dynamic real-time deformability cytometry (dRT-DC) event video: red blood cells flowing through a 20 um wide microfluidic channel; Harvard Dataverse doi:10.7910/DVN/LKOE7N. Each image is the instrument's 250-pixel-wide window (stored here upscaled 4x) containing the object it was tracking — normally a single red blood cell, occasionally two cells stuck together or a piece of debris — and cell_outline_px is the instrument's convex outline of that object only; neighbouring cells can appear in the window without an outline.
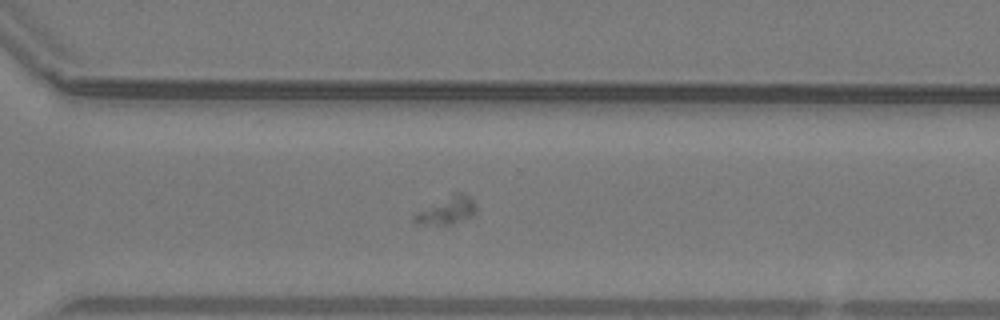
{"species": "common noctule bat (a hibernating species)", "species_latin": "Nyctalus noctula", "temperature_condition": "warm", "stored_images_in_passage": 26, "camera_frame_rate_fps": 3000, "um_per_image_px": 0.085, "animal": {"sex": "male", "body_mass_g": 19.2, "forearm_length_mm": 51.8}, "frame": {"image": 1, "passage_image": 21, "time_ms": 6.667, "image_size_px": [1000, 320], "cell_outline_px": [[476, 212], [472, 216], [452, 224], [416, 224], [412, 216], [416, 212], [452, 192], [464, 192], [476, 204]], "centroid_in_image_um": [37.98, 17.86], "position_along_channel_um": 332.6, "area_um2": 10.06}}
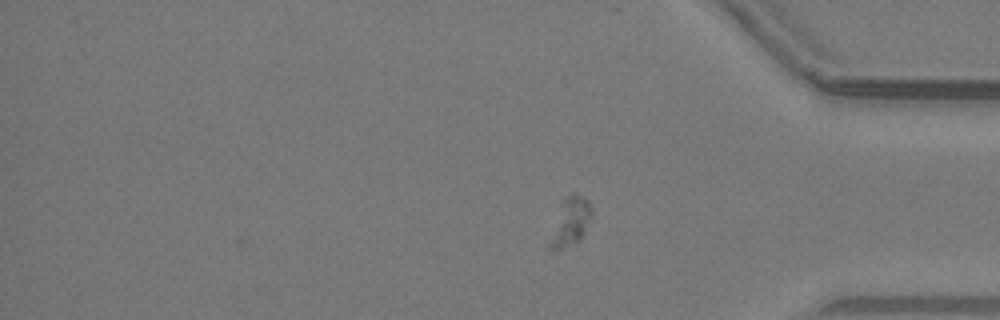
{"frame": {"image": 2, "passage_image": 26, "time_ms": 8.333, "image_size_px": [1000, 320], "cell_outline_px": [[592, 216], [580, 240], [556, 252], [548, 248], [548, 244], [560, 200], [564, 196], [572, 192], [588, 200], [592, 208]], "centroid_in_image_um": [48.44, 18.84], "position_along_channel_um": 386.8, "area_um2": 12.14}}